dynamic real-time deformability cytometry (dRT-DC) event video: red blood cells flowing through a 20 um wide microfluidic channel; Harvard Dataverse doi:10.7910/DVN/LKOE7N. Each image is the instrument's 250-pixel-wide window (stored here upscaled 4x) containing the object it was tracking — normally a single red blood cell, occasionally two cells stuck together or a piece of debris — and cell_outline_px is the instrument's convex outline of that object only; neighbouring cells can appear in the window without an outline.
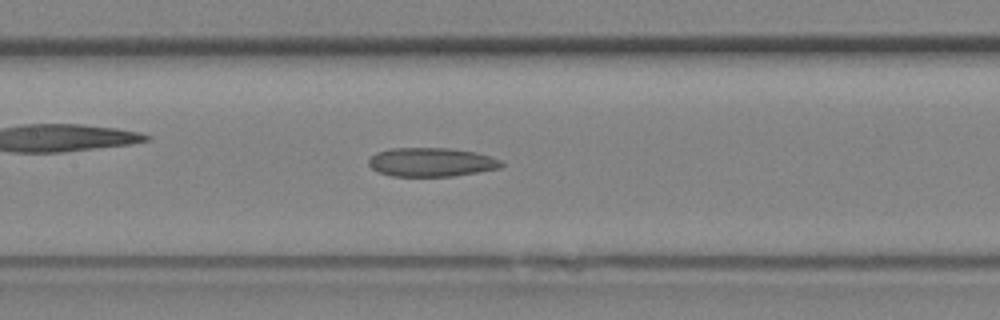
{"species": "Egyptian fruit bat (a non-hibernating species)", "species_latin": "Rousettus aegyptiacus", "temperature_condition": "room temperature", "stored_images_in_passage": 15, "camera_frame_rate_fps": 3000, "um_per_image_px": 0.085, "animal": {"sex": "female"}, "frame": {"image": 1, "passage_image": 9, "time_ms": 2.667, "image_size_px": [1000, 320], "cell_outline_px": [[504, 164], [500, 168], [452, 176], [392, 176], [380, 172], [372, 168], [368, 164], [368, 160], [376, 152], [392, 148], [448, 148], [476, 152], [500, 160]], "centroid_in_image_um": [36.64, 13.78], "position_along_channel_um": 170.8, "area_um2": 22.14}}